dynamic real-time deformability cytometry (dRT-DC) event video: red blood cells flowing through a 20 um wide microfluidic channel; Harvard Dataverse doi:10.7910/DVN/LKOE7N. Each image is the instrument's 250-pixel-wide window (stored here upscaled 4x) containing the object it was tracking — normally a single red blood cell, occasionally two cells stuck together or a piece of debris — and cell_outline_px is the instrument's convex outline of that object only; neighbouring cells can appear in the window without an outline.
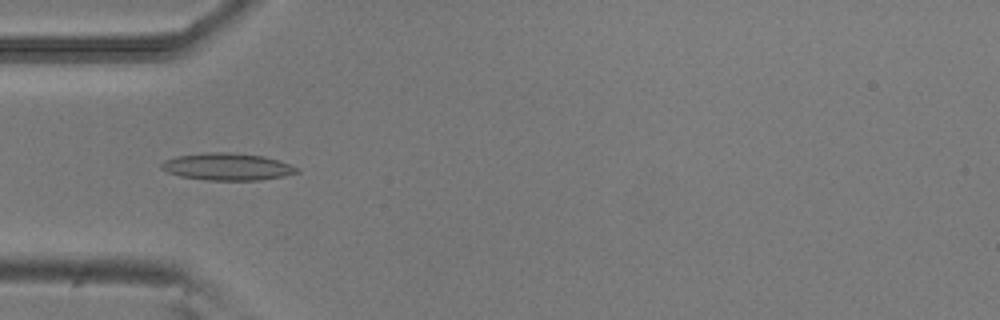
{"species": "common noctule bat (a hibernating species)", "species_latin": "Nyctalus noctula", "temperature_condition": "room temperature", "stored_images_in_passage": 29, "camera_frame_rate_fps": 3000, "um_per_image_px": 0.085, "animal": {"sex": "male", "body_mass_g": 20.5, "forearm_length_mm": 52.5}, "frame": {"image": 1, "passage_image": 5, "time_ms": 1.333, "image_size_px": [1000, 320], "cell_outline_px": [[300, 172], [260, 180], [208, 180], [180, 176], [168, 172], [160, 168], [160, 164], [164, 160], [176, 156], [204, 152], [228, 152], [264, 156], [300, 168]], "centroid_in_image_um": [19.28, 14.16], "position_along_channel_um": 65.7, "area_um2": 21.33}}
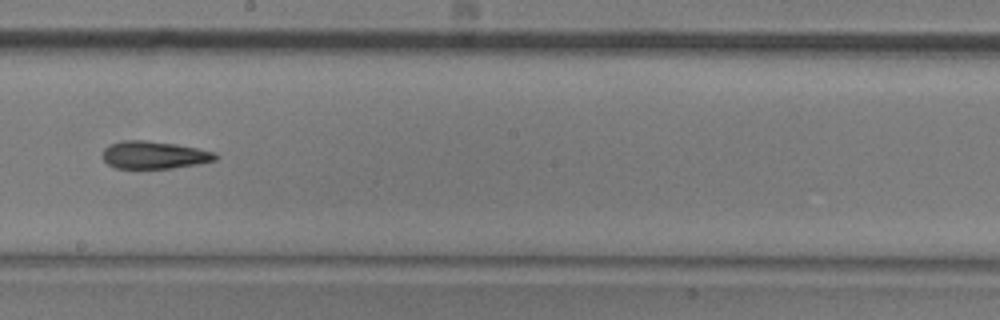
{"frame": {"image": 2, "passage_image": 18, "time_ms": 5.667, "image_size_px": [1000, 320], "cell_outline_px": [[220, 156], [216, 160], [196, 164], [172, 168], [116, 168], [108, 164], [104, 160], [104, 148], [108, 144], [124, 140], [144, 140], [176, 144], [216, 152]], "centroid_in_image_um": [13.12, 13.17], "position_along_channel_um": 235.1, "area_um2": 18.09}}
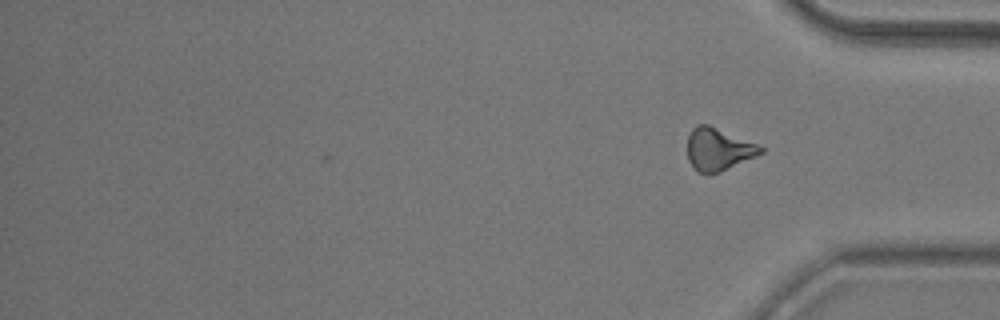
{"frame": {"image": 3, "passage_image": 29, "time_ms": 9.333, "image_size_px": [1000, 320], "cell_outline_px": [[764, 152], [756, 156], [720, 172], [696, 172], [688, 160], [688, 136], [692, 128], [696, 124], [708, 124], [756, 144], [764, 148]], "centroid_in_image_um": [61.03, 12.68], "position_along_channel_um": 374.2, "area_um2": 17.86}, "authors_computed_cell_mechanics": {"area_um2": 18.2648, "velocity_mm_per_s": 3.8949, "shape_relaxation_time_tau1_ms": 8.5398, "shape_relaxation_time_tau2_ms": 6.8354, "deformation_change_tau1": 0.1871, "deformation_change_tau2": 0.1893}}